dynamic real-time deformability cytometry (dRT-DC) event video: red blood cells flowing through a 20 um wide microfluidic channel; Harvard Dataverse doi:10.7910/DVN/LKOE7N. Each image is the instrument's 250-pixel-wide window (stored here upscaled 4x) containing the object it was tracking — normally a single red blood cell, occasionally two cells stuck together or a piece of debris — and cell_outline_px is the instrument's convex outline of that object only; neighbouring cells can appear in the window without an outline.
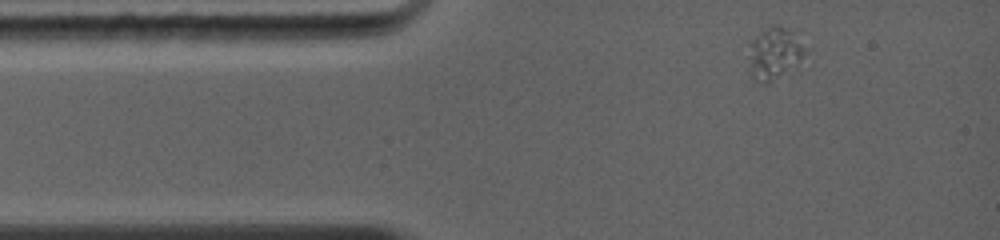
{"species": "common noctule bat (a hibernating species)", "species_latin": "Nyctalus noctula", "temperature_condition": "warm", "stored_images_in_passage": 3, "camera_frame_rate_fps": 5000, "um_per_image_px": 0.085, "animal": {"sex": "female", "body_mass_g": 19.0, "forearm_length_mm": 56.7}, "frame": {"image": 1, "passage_image": 1, "time_ms": 0.0, "image_size_px": [1000, 240], "cell_outline_px": [[808, 48], [800, 60], [764, 84], [752, 80], [748, 68], [752, 40], [768, 24], [776, 24], [796, 32]], "centroid_in_image_um": [65.82, 4.46], "position_along_channel_um": 19.2, "area_um2": 16.94}}
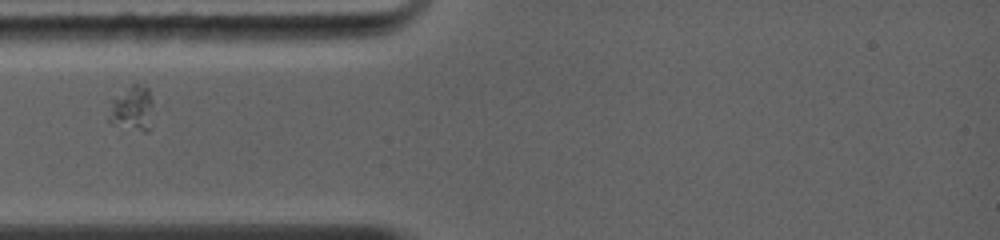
{"frame": {"image": 2, "passage_image": 3, "time_ms": 2.2, "image_size_px": [1000, 240], "cell_outline_px": [[156, 112], [148, 128], [144, 132], [112, 124], [108, 120], [112, 100], [132, 84], [136, 84], [148, 88]], "centroid_in_image_um": [11.3, 9.24], "position_along_channel_um": 73.7, "area_um2": 11.68}}